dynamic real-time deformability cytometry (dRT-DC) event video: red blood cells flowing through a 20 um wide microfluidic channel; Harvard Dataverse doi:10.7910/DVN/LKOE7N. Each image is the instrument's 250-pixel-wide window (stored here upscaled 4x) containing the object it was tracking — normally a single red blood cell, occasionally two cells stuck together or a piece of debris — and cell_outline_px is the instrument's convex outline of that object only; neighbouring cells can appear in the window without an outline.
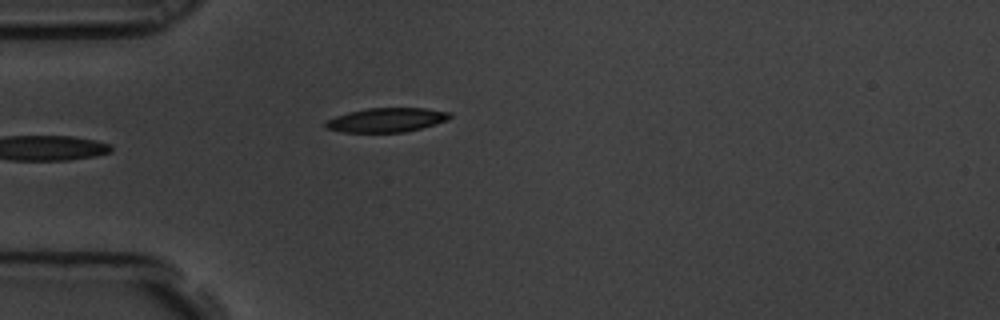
{"species": "common noctule bat (a hibernating species)", "species_latin": "Nyctalus noctula", "temperature_condition": "room temperature", "stored_images_in_passage": 6, "camera_frame_rate_fps": 3000, "um_per_image_px": 0.085, "animal": {"sex": "male", "body_mass_g": 19.5, "forearm_length_mm": 54.6}, "frame": {"image": 1, "passage_image": 5, "time_ms": 1.333, "image_size_px": [1000, 320], "cell_outline_px": [[452, 116], [448, 120], [420, 128], [404, 132], [344, 132], [324, 128], [324, 124], [328, 120], [336, 116], [348, 112], [368, 108], [424, 108], [452, 112]], "centroid_in_image_um": [32.87, 10.19], "position_along_channel_um": 52.1, "area_um2": 17.46}}